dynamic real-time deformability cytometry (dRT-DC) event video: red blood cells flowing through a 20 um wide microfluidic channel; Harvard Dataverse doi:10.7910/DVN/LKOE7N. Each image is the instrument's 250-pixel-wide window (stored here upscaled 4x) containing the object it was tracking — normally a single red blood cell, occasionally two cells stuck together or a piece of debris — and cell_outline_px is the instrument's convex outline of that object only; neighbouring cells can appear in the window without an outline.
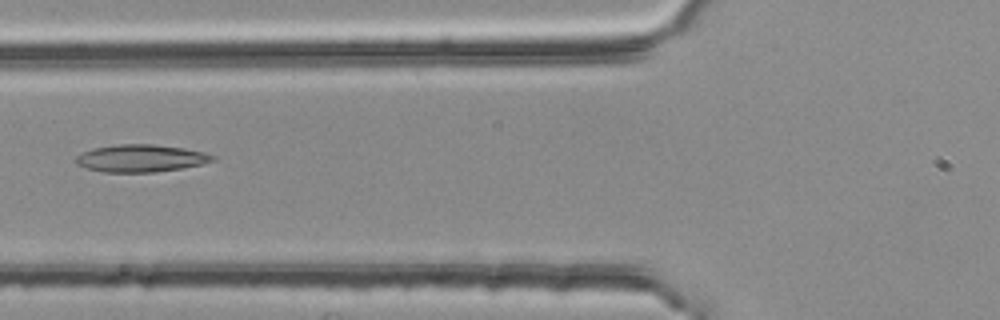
{"species": "common noctule bat (a hibernating species)", "species_latin": "Nyctalus noctula", "temperature_condition": "room temperature", "stored_images_in_passage": 4, "camera_frame_rate_fps": 3000, "um_per_image_px": 0.085, "animal": {"sex": "female", "body_mass_g": 25.1}, "frame": {"image": 1, "passage_image": 4, "time_ms": 1.0, "image_size_px": [1000, 320], "cell_outline_px": [[216, 160], [204, 164], [156, 172], [104, 172], [88, 168], [76, 164], [76, 156], [92, 148], [120, 144], [152, 144], [184, 148], [204, 152], [216, 156]], "centroid_in_image_um": [12.01, 13.45], "position_along_channel_um": 113.8, "area_um2": 21.79}}